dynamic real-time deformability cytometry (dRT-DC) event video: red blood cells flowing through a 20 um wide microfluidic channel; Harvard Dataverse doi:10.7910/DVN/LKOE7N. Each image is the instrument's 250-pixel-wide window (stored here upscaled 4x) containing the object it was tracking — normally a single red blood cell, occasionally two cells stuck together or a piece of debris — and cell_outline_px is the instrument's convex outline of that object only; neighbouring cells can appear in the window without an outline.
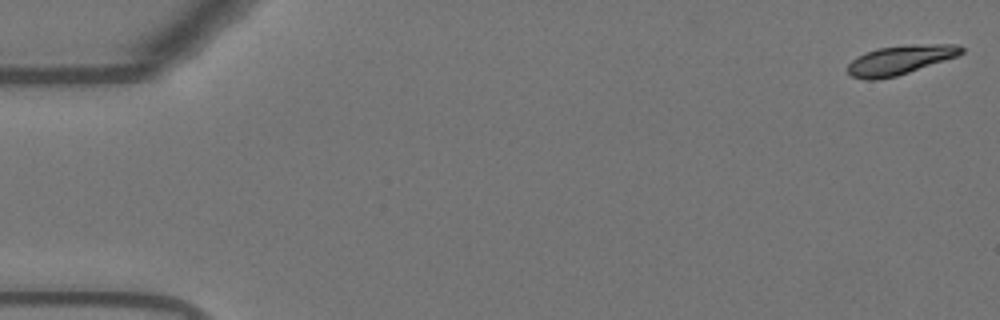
{"species": "Egyptian fruit bat (a non-hibernating species)", "species_latin": "Rousettus aegyptiacus", "temperature_condition": "warm", "stored_images_in_passage": 7, "camera_frame_rate_fps": 3000, "um_per_image_px": 0.085, "animal": {"sex": "female"}, "frame": {"image": 1, "passage_image": 1, "time_ms": 0.0, "image_size_px": [1000, 320], "cell_outline_px": [[964, 52], [956, 56], [896, 76], [876, 80], [864, 80], [852, 76], [848, 72], [848, 64], [856, 56], [880, 48], [912, 44], [956, 44], [964, 48]], "centroid_in_image_um": [76.49, 5.09], "position_along_channel_um": 8.5, "area_um2": 19.07}}